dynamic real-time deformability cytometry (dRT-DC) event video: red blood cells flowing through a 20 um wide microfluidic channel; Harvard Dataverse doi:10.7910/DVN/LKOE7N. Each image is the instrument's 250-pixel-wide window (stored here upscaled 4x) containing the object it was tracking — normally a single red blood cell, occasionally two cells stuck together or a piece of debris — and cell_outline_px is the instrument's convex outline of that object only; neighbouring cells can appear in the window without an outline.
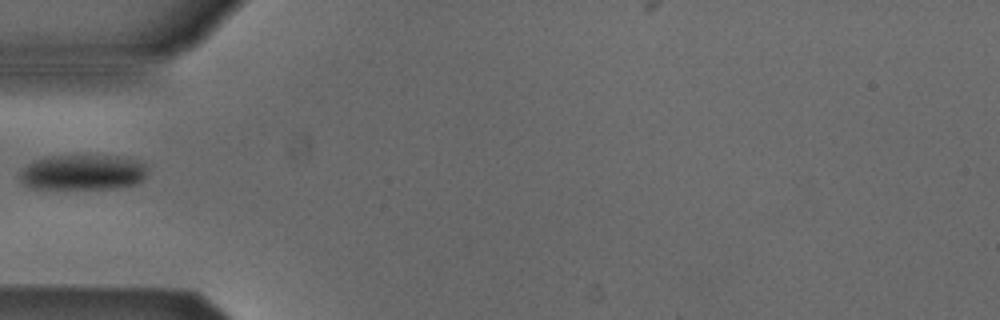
{"species": "Egyptian fruit bat (a non-hibernating species)", "species_latin": "Rousettus aegyptiacus", "temperature_condition": "cold", "stored_images_in_passage": 34, "camera_frame_rate_fps": 3000, "um_per_image_px": 0.085, "animal": {"sex": "male"}, "frame": {"image": 1, "passage_image": 1, "time_ms": 0.0, "image_size_px": [1000, 320], "cell_outline_px": [[144, 176], [136, 184], [104, 188], [32, 188], [24, 184], [20, 180], [20, 172], [28, 164], [36, 160], [48, 156], [120, 156], [144, 164]], "centroid_in_image_um": [6.96, 14.64], "position_along_channel_um": 78.0, "area_um2": 25.55}}
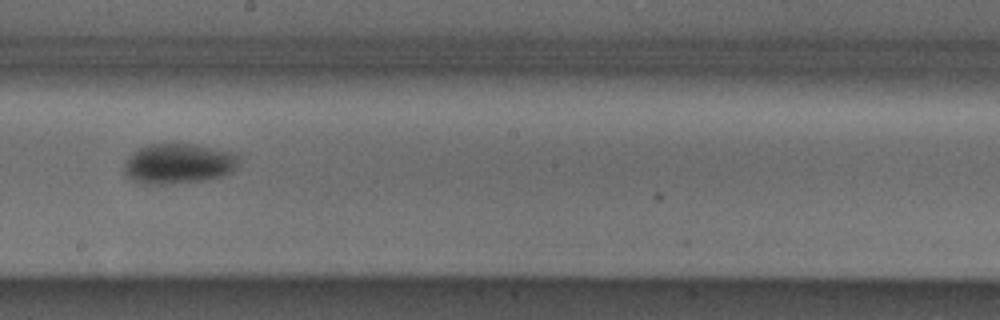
{"frame": {"image": 2, "passage_image": 13, "time_ms": 4.0, "image_size_px": [1000, 320], "cell_outline_px": [[236, 160], [232, 168], [228, 172], [220, 176], [200, 180], [152, 184], [144, 184], [132, 180], [124, 172], [124, 164], [140, 148], [152, 144], [192, 144], [232, 152], [236, 156]], "centroid_in_image_um": [15.1, 13.9], "position_along_channel_um": 233.1, "area_um2": 25.61}}
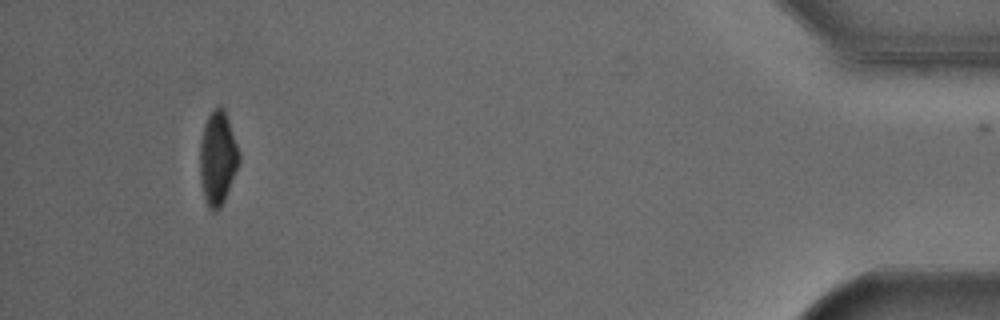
{"frame": {"image": 3, "passage_image": 33, "time_ms": 10.667, "image_size_px": [1000, 320], "cell_outline_px": [[240, 160], [224, 200], [220, 208], [212, 212], [208, 208], [204, 196], [200, 180], [200, 144], [204, 124], [208, 116], [220, 104], [224, 108], [240, 156]], "centroid_in_image_um": [18.48, 13.45], "position_along_channel_um": 416.7, "area_um2": 20.98}}